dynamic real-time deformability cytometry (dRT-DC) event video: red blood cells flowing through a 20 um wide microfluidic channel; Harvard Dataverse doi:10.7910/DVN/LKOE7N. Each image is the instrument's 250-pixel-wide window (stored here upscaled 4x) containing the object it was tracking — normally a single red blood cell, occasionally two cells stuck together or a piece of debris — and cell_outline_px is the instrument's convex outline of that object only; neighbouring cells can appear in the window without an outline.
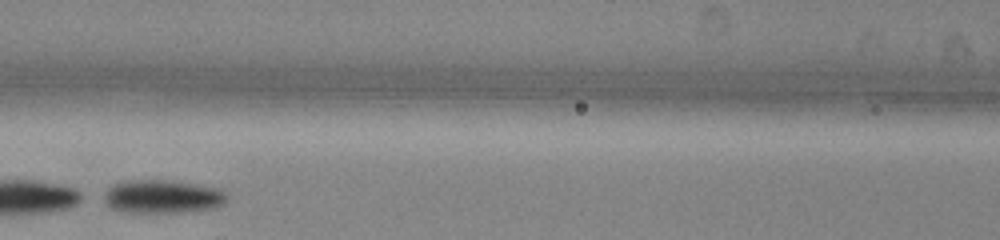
{"species": "common noctule bat (a hibernating species)", "species_latin": "Nyctalus noctula", "temperature_condition": "warm", "stored_images_in_passage": 28, "camera_frame_rate_fps": 3000, "um_per_image_px": 0.085, "animal": {"sex": "male", "body_mass_g": 13.0, "forearm_length_mm": 53.1}, "frame": {"image": 1, "passage_image": 9, "time_ms": 2.667, "image_size_px": [1000, 240], "cell_outline_px": [[228, 196], [224, 204], [208, 208], [176, 212], [124, 212], [112, 208], [96, 196], [112, 184], [124, 180], [172, 180], [220, 188]], "centroid_in_image_um": [13.68, 16.68], "position_along_channel_um": 152.9, "area_um2": 24.28}, "authors_computed_cell_mechanics": {"area_um2": 23.1489, "velocity_mm_per_s": 3.9739, "shape_relaxation_time_tau1_ms": 0.9845, "shape_relaxation_time_tau2_ms": 6.5459, "deformation_change_tau1": 0.2645, "deformation_change_tau2": 0.1557}}